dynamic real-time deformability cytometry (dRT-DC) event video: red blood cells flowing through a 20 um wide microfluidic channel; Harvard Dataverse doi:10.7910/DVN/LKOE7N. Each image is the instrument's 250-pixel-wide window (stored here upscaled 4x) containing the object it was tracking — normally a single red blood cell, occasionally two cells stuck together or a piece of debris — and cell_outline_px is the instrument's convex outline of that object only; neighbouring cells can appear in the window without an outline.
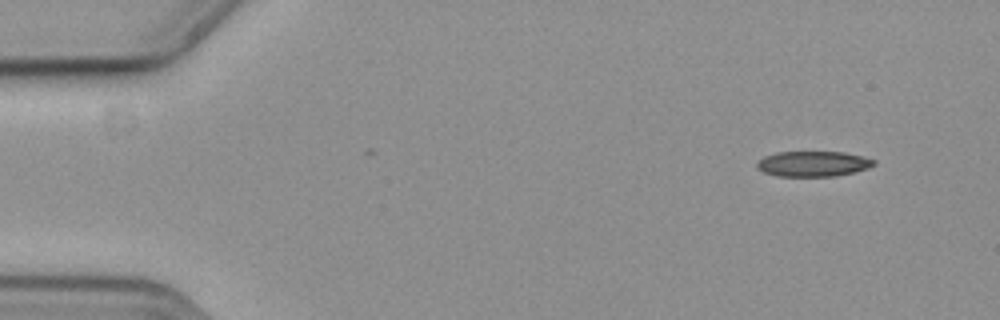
{"species": "common noctule bat (a hibernating species)", "species_latin": "Nyctalus noctula", "temperature_condition": "cold", "stored_images_in_passage": 9, "camera_frame_rate_fps": 3000, "um_per_image_px": 0.085, "animal": {"sex": "female", "body_mass_g": 19.3, "forearm_length_mm": 54.1}, "frame": {"image": 1, "passage_image": 1, "time_ms": 0.0, "image_size_px": [1000, 320], "cell_outline_px": [[876, 164], [852, 172], [832, 176], [780, 176], [764, 172], [756, 168], [756, 164], [764, 156], [776, 152], [844, 152], [864, 156], [876, 160]], "centroid_in_image_um": [69.1, 13.91], "position_along_channel_um": 15.9, "area_um2": 17.11}}